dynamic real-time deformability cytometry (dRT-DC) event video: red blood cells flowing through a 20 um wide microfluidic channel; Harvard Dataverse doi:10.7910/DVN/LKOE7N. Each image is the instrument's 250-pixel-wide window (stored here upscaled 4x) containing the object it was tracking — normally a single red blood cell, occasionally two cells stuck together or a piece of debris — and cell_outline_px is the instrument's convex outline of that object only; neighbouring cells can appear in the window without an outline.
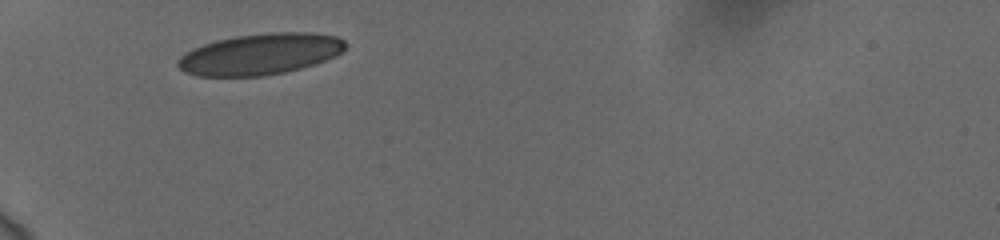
{"species": "human", "species_latin": "Homo sapiens", "temperature_condition": "cold", "stored_images_in_passage": 2, "camera_frame_rate_fps": 3000, "um_per_image_px": 0.085, "donor": {"sex": "female"}, "frame": {"image": 1, "passage_image": 1, "time_ms": 0.0, "image_size_px": [1000, 240], "cell_outline_px": [[344, 52], [336, 56], [300, 68], [284, 72], [264, 76], [196, 76], [184, 72], [176, 64], [176, 60], [180, 56], [192, 48], [216, 40], [236, 36], [268, 32], [312, 32], [336, 36], [344, 40]], "centroid_in_image_um": [22.09, 4.59], "position_along_channel_um": 62.9, "area_um2": 40.29}}